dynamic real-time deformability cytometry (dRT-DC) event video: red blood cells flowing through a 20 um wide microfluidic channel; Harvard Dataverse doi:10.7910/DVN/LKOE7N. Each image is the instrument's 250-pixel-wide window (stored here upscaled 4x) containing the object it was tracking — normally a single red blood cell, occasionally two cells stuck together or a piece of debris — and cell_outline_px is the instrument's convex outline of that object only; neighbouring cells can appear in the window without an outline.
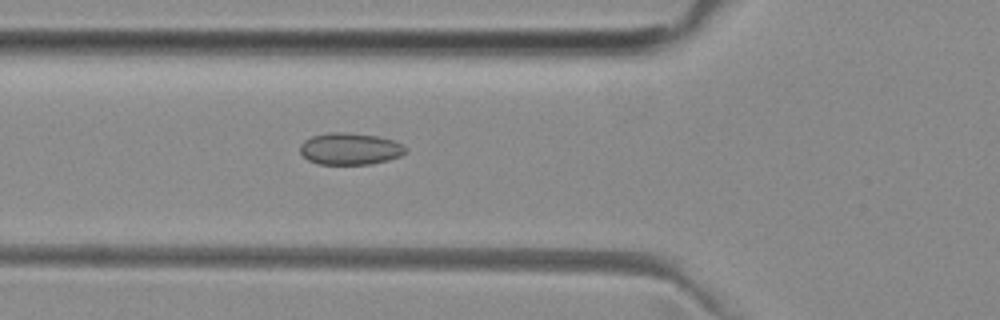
{"species": "common noctule bat (a hibernating species)", "species_latin": "Nyctalus noctula", "temperature_condition": "room temperature", "stored_images_in_passage": 51, "camera_frame_rate_fps": 3000, "um_per_image_px": 0.085, "animal": {"sex": "female", "body_mass_g": 29.2, "forearm_length_mm": 56.3}, "frame": {"image": 1, "passage_image": 18, "time_ms": 5.667, "image_size_px": [1000, 320], "cell_outline_px": [[408, 152], [400, 156], [388, 160], [372, 164], [316, 164], [308, 160], [300, 152], [300, 144], [304, 140], [312, 136], [328, 132], [348, 132], [376, 136], [392, 140], [408, 148]], "centroid_in_image_um": [29.74, 12.65], "position_along_channel_um": 96.1, "area_um2": 19.71}}
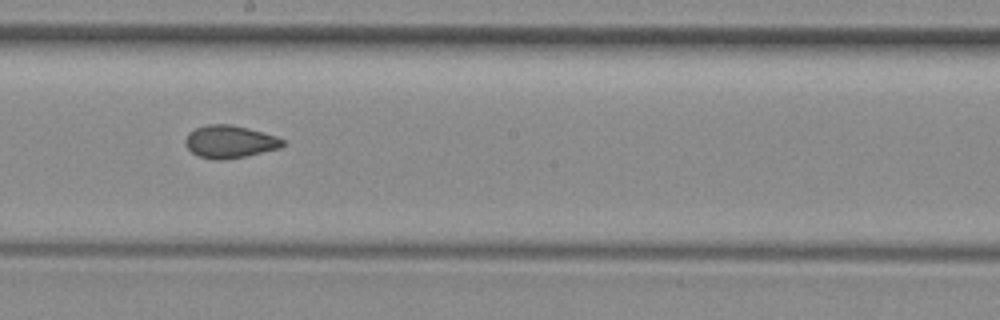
{"frame": {"image": 2, "passage_image": 28, "time_ms": 9.0, "image_size_px": [1000, 320], "cell_outline_px": [[284, 144], [280, 148], [244, 156], [224, 160], [216, 160], [200, 156], [192, 152], [188, 148], [184, 140], [188, 132], [196, 128], [208, 124], [228, 124], [248, 128], [264, 132], [276, 136], [284, 140]], "centroid_in_image_um": [19.52, 12.03], "position_along_channel_um": 228.7, "area_um2": 18.38}}
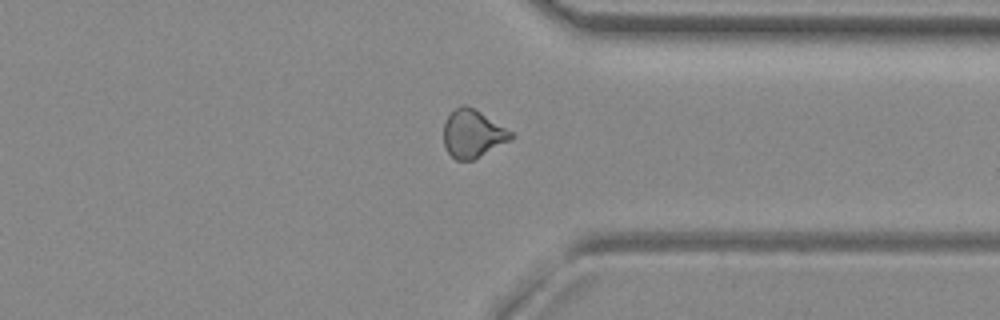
{"frame": {"image": 3, "passage_image": 39, "time_ms": 12.667, "image_size_px": [1000, 320], "cell_outline_px": [[516, 136], [512, 140], [472, 160], [456, 160], [448, 152], [444, 144], [444, 120], [460, 104], [464, 104], [476, 108], [512, 132]], "centroid_in_image_um": [40.2, 11.35], "position_along_channel_um": 371.2, "area_um2": 18.9}, "authors_computed_cell_mechanics": {"area_um2": 18.785, "velocity_mm_per_s": 3.9636, "shape_relaxation_time_tau1_ms": null, "shape_relaxation_time_tau2_ms": 2.5767, "deformation_change_tau1": null, "deformation_change_tau2": 0.0822}}